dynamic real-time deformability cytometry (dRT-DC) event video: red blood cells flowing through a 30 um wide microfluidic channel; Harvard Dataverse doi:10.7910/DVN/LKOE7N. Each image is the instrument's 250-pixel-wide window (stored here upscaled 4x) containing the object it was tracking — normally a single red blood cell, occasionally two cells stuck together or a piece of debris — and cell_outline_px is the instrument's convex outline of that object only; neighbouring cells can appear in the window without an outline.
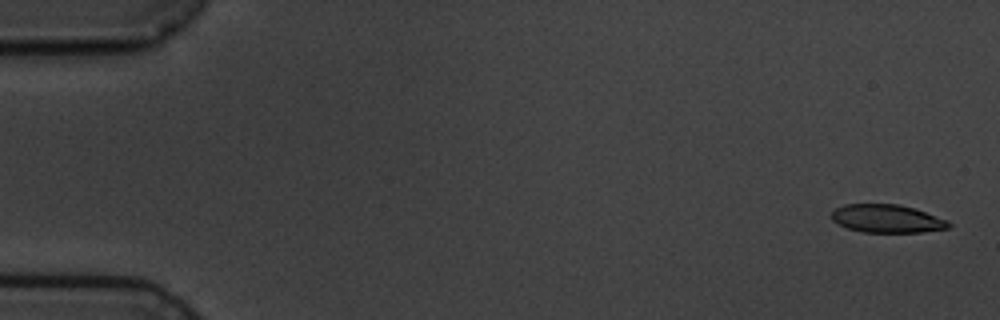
{"species": "common noctule bat (a hibernating species)", "species_latin": "Nyctalus noctula", "temperature_condition": "cold", "stored_images_in_passage": 6, "camera_frame_rate_fps": 3000, "um_per_image_px": 0.085, "animal": {"sex": "male", "body_mass_g": 19.5, "forearm_length_mm": 54.6}, "frame": {"image": 1, "passage_image": 1, "time_ms": 0.0, "image_size_px": [1000, 320], "cell_outline_px": [[952, 224], [948, 228], [920, 232], [864, 232], [848, 228], [832, 220], [832, 212], [836, 208], [844, 204], [900, 204], [916, 208], [948, 220]], "centroid_in_image_um": [75.43, 18.57], "position_along_channel_um": 9.6, "area_um2": 19.19}}